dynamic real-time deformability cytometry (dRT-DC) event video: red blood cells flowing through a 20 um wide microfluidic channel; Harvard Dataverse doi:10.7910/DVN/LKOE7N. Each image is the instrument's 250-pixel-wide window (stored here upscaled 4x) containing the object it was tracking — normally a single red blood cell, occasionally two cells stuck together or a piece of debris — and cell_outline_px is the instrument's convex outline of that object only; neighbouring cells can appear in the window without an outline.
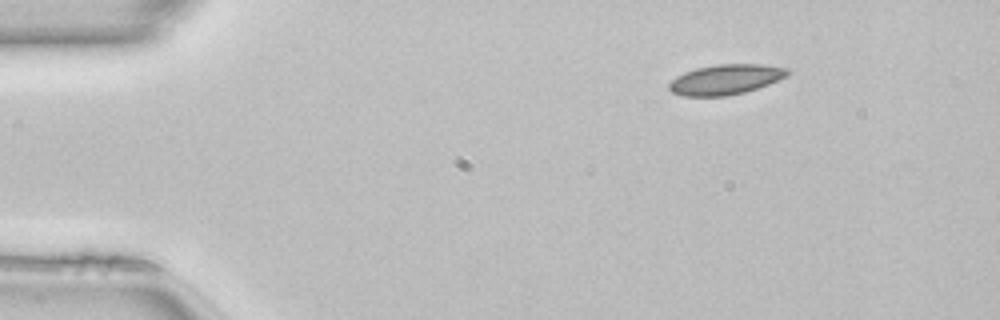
{"species": "common noctule bat (a hibernating species)", "species_latin": "Nyctalus noctula", "temperature_condition": "room temperature", "stored_images_in_passage": 44, "camera_frame_rate_fps": 3000, "um_per_image_px": 0.085, "animal": {"sex": "female", "body_mass_g": 22.7, "forearm_length_mm": 54.2}, "frame": {"image": 1, "passage_image": 1, "time_ms": 0.0, "image_size_px": [1000, 320], "cell_outline_px": [[792, 72], [788, 76], [768, 84], [744, 92], [724, 96], [684, 96], [672, 92], [668, 88], [668, 84], [676, 76], [684, 72], [696, 68], [716, 64], [760, 64], [788, 68]], "centroid_in_image_um": [61.68, 6.74], "position_along_channel_um": 23.3, "area_um2": 20.81}}
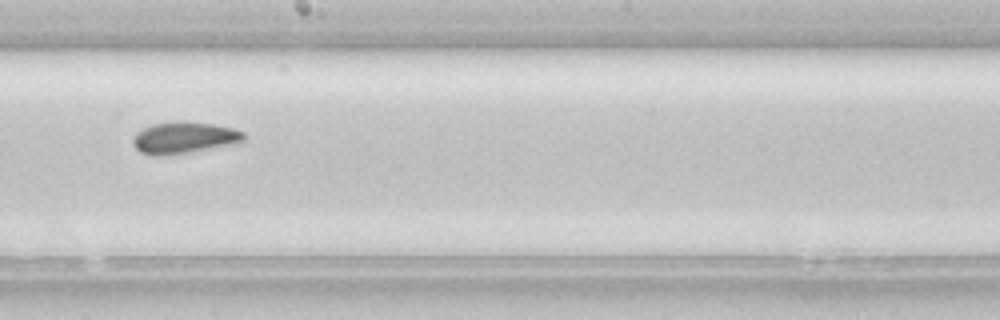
{"frame": {"image": 2, "passage_image": 22, "time_ms": 7.0, "image_size_px": [1000, 320], "cell_outline_px": [[244, 140], [236, 144], [164, 156], [152, 156], [140, 152], [132, 144], [132, 136], [136, 132], [152, 124], [176, 120], [188, 120], [212, 124], [232, 128], [244, 132]], "centroid_in_image_um": [15.61, 11.69], "position_along_channel_um": 232.6, "area_um2": 20.81}}
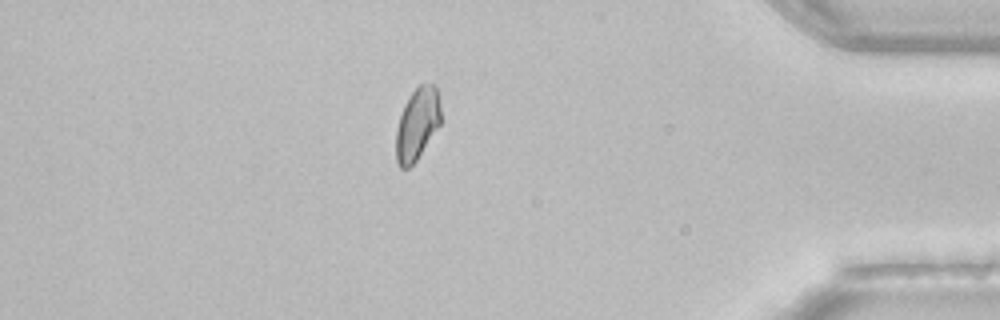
{"frame": {"image": 3, "passage_image": 37, "time_ms": 12.0, "image_size_px": [1000, 320], "cell_outline_px": [[440, 124], [416, 160], [408, 168], [400, 168], [396, 160], [396, 128], [404, 104], [412, 92], [420, 84], [436, 84], [440, 104]], "centroid_in_image_um": [35.45, 10.52], "position_along_channel_um": 399.7, "area_um2": 18.67}, "authors_computed_cell_mechanics": {"area_um2": 19.8254, "velocity_mm_per_s": 4.1209, "shape_relaxation_time_tau1_ms": 4.1683, "shape_relaxation_time_tau2_ms": null, "deformation_change_tau1": 0.0813, "deformation_change_tau2": null}}